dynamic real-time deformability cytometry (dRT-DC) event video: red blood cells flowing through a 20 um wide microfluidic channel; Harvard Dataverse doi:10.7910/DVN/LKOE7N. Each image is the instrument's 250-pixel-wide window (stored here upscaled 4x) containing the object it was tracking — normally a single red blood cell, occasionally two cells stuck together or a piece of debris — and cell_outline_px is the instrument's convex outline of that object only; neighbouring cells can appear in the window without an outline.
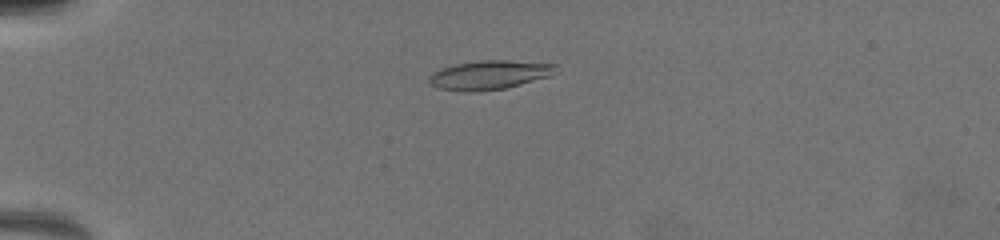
{"species": "common noctule bat (a hibernating species)", "species_latin": "Nyctalus noctula", "temperature_condition": "warm", "stored_images_in_passage": 18, "camera_frame_rate_fps": 3000, "um_per_image_px": 0.085, "animal": {"sex": "female", "body_mass_g": 19.5, "forearm_length_mm": 54.1}, "frame": {"image": 1, "passage_image": 9, "time_ms": 2.0, "image_size_px": [1000, 240], "cell_outline_px": [[560, 72], [548, 76], [520, 84], [504, 88], [468, 92], [464, 92], [440, 88], [432, 84], [428, 80], [428, 76], [432, 72], [440, 68], [456, 64], [480, 60], [504, 60], [556, 64]], "centroid_in_image_um": [41.6, 6.36], "position_along_channel_um": 43.4, "area_um2": 21.33}}